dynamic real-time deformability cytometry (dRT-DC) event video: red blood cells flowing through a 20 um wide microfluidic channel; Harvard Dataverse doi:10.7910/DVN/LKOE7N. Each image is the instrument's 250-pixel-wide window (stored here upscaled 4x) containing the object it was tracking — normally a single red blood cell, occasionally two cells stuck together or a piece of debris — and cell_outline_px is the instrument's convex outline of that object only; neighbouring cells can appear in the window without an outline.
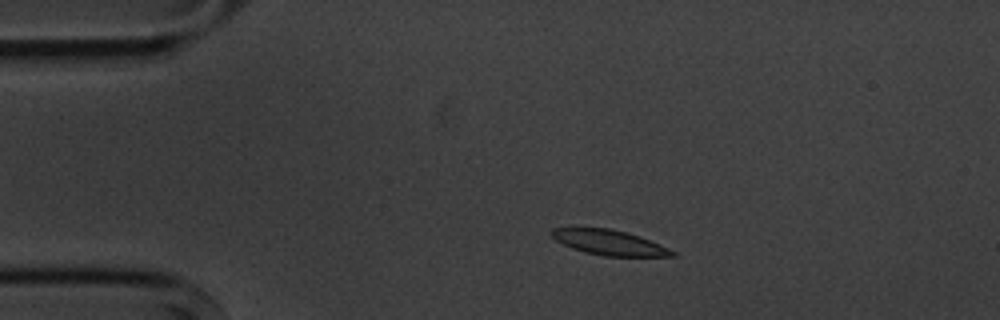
{"species": "common noctule bat (a hibernating species)", "species_latin": "Nyctalus noctula", "temperature_condition": "cold", "stored_images_in_passage": 4, "camera_frame_rate_fps": 3000, "um_per_image_px": 0.085, "animal": {"sex": "male", "body_mass_g": 20.1, "forearm_length_mm": 53.5}, "frame": {"image": 1, "passage_image": 2, "time_ms": 1.0, "image_size_px": [1000, 320], "cell_outline_px": [[676, 256], [604, 256], [584, 252], [572, 248], [556, 240], [548, 232], [552, 228], [608, 228], [640, 236], [668, 248], [676, 252]], "centroid_in_image_um": [51.77, 20.61], "position_along_channel_um": 33.2, "area_um2": 17.46}}
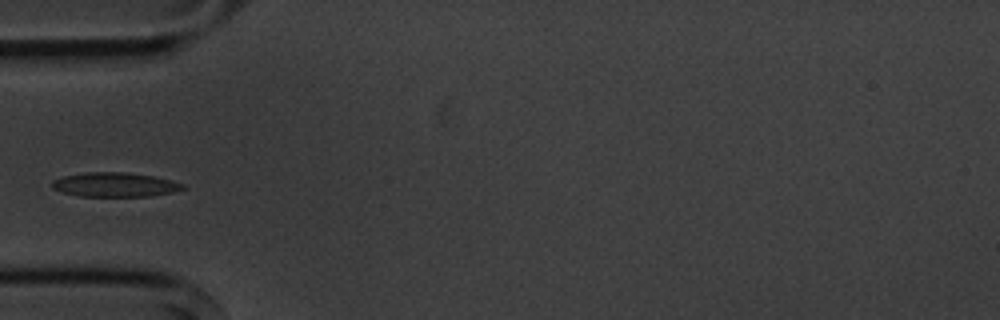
{"frame": {"image": 2, "passage_image": 4, "time_ms": 3.333, "image_size_px": [1000, 320], "cell_outline_px": [[188, 188], [172, 192], [152, 196], [80, 196], [64, 192], [52, 188], [52, 180], [64, 176], [88, 172], [124, 172], [152, 176], [172, 180], [184, 184]], "centroid_in_image_um": [9.8, 15.7], "position_along_channel_um": 75.2, "area_um2": 18.44}}